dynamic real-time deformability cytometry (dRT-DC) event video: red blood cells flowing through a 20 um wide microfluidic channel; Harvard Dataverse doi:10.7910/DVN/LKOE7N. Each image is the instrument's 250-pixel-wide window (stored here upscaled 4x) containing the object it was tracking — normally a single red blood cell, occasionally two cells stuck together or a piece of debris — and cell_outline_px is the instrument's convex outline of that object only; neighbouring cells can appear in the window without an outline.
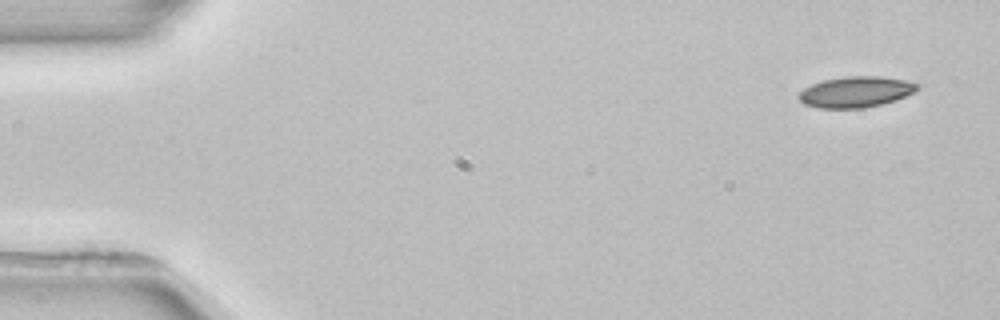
{"species": "common noctule bat (a hibernating species)", "species_latin": "Nyctalus noctula", "temperature_condition": "room temperature", "stored_images_in_passage": 3, "camera_frame_rate_fps": 3000, "um_per_image_px": 0.085, "animal": {"sex": "female", "body_mass_g": 22.7, "forearm_length_mm": 54.2}, "frame": {"image": 1, "passage_image": 1, "time_ms": 0.0, "image_size_px": [1000, 320], "cell_outline_px": [[920, 88], [896, 100], [864, 108], [820, 108], [804, 104], [800, 100], [800, 92], [804, 88], [812, 84], [824, 80], [844, 76], [880, 76], [904, 80], [920, 84]], "centroid_in_image_um": [72.75, 7.8], "position_along_channel_um": 12.2, "area_um2": 21.15}}
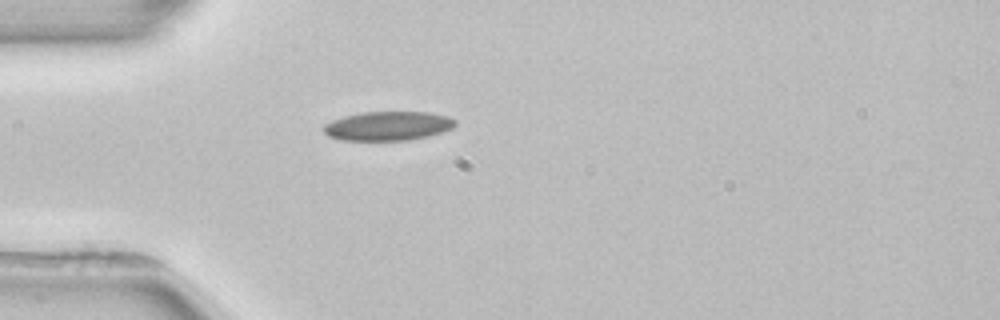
{"frame": {"image": 2, "passage_image": 3, "time_ms": 4.0, "image_size_px": [1000, 320], "cell_outline_px": [[456, 124], [452, 128], [428, 136], [408, 140], [340, 140], [328, 136], [324, 132], [324, 124], [332, 120], [344, 116], [360, 112], [428, 112], [448, 116], [456, 120]], "centroid_in_image_um": [32.96, 10.7], "position_along_channel_um": 52.0, "area_um2": 22.31}}